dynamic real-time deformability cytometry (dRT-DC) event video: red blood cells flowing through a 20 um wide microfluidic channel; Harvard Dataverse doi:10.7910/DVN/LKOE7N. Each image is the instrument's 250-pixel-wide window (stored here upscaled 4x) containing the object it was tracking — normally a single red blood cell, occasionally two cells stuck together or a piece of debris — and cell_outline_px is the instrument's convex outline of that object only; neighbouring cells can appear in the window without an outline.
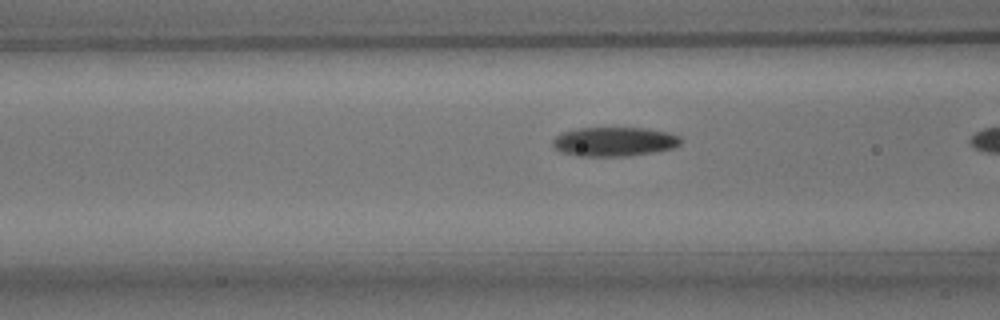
{"species": "common noctule bat (a hibernating species)", "species_latin": "Nyctalus noctula", "temperature_condition": "room temperature", "stored_images_in_passage": 13, "camera_frame_rate_fps": 3000, "um_per_image_px": 0.085, "animal": {"sex": "male", "body_mass_g": 15.6}, "frame": {"image": 1, "passage_image": 10, "time_ms": 3.0, "image_size_px": [1000, 320], "cell_outline_px": [[684, 140], [680, 144], [672, 148], [652, 152], [628, 156], [576, 156], [560, 152], [552, 144], [552, 140], [560, 132], [576, 128], [648, 128], [668, 132], [680, 136]], "centroid_in_image_um": [52.2, 12.03], "position_along_channel_um": 114.4, "area_um2": 22.02}}